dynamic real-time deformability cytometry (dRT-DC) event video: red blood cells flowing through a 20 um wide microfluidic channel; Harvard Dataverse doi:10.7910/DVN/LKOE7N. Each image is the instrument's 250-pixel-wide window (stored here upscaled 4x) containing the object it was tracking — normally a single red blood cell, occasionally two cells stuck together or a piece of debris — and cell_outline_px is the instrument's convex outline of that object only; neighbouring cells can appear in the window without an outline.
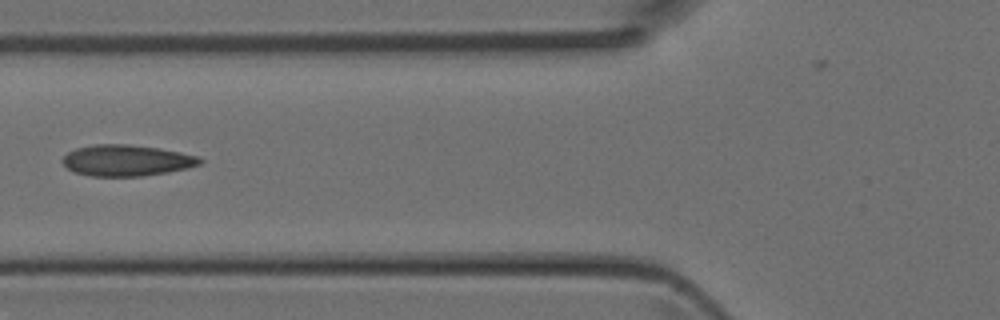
{"species": "Egyptian fruit bat (a non-hibernating species)", "species_latin": "Rousettus aegyptiacus", "temperature_condition": "room temperature", "stored_images_in_passage": 4, "camera_frame_rate_fps": 3000, "um_per_image_px": 0.085, "animal": {"sex": "female"}, "frame": {"image": 1, "passage_image": 4, "time_ms": 1.0, "image_size_px": [1000, 320], "cell_outline_px": [[204, 160], [200, 164], [188, 168], [168, 172], [140, 176], [92, 176], [76, 172], [68, 168], [64, 164], [64, 156], [68, 152], [76, 148], [92, 144], [128, 144], [160, 148], [200, 156]], "centroid_in_image_um": [10.81, 13.62], "position_along_channel_um": 115.0, "area_um2": 24.91}}